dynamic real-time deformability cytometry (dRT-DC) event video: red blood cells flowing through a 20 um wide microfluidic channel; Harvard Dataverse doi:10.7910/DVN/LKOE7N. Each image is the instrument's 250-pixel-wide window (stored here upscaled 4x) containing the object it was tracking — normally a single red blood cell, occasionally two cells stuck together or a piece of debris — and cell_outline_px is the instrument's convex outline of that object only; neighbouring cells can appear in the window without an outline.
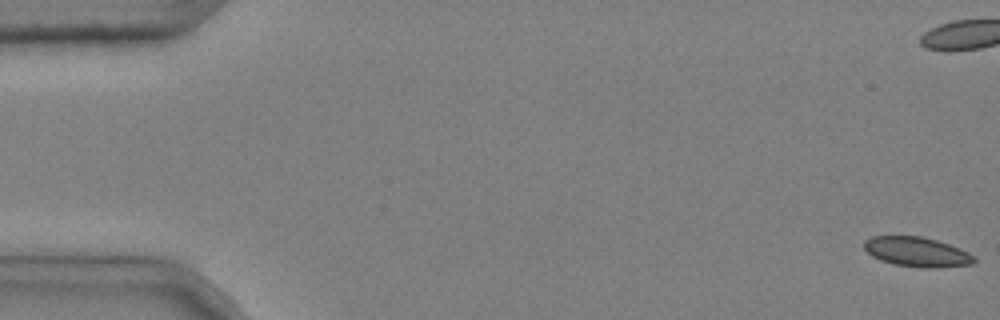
{"species": "common noctule bat (a hibernating species)", "species_latin": "Nyctalus noctula", "temperature_condition": "cold", "stored_images_in_passage": 7, "camera_frame_rate_fps": 3000, "um_per_image_px": 0.085, "animal": {"sex": "male", "body_mass_g": 20.4}, "frame": {"image": 1, "passage_image": 1, "time_ms": 0.0, "image_size_px": [1000, 320], "cell_outline_px": [[976, 260], [972, 264], [936, 268], [920, 268], [892, 264], [880, 260], [872, 256], [864, 248], [864, 240], [872, 236], [920, 236], [936, 240], [960, 248], [968, 252]], "centroid_in_image_um": [77.91, 21.42], "position_along_channel_um": 7.1, "area_um2": 19.07}}